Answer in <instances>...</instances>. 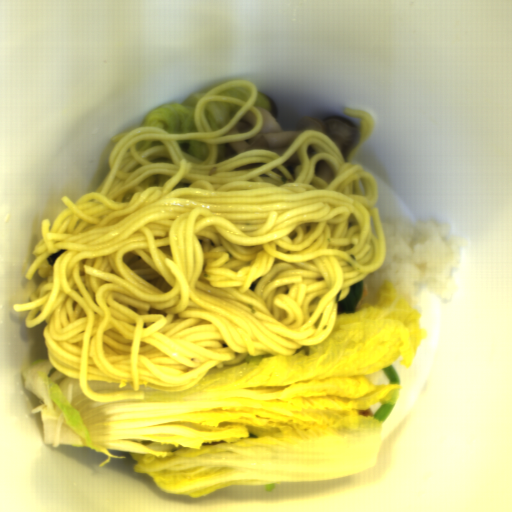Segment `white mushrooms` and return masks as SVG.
<instances>
[{
    "label": "white mushrooms",
    "mask_w": 512,
    "mask_h": 512,
    "mask_svg": "<svg viewBox=\"0 0 512 512\" xmlns=\"http://www.w3.org/2000/svg\"><path fill=\"white\" fill-rule=\"evenodd\" d=\"M257 125L256 116L250 110L246 112L244 117L239 121V123L229 131L225 132L222 136H230L240 133L249 132Z\"/></svg>",
    "instance_id": "white-mushrooms-2"
},
{
    "label": "white mushrooms",
    "mask_w": 512,
    "mask_h": 512,
    "mask_svg": "<svg viewBox=\"0 0 512 512\" xmlns=\"http://www.w3.org/2000/svg\"><path fill=\"white\" fill-rule=\"evenodd\" d=\"M257 93L267 98L270 105L269 110L254 106L261 114L262 127L254 137L223 144L225 161L246 150H270L282 156L294 141L307 131L322 132L336 144L345 159L355 149L359 139V129L349 118L337 114L324 120L312 116H301L295 130L283 131L277 121L279 110L275 101L260 90H257Z\"/></svg>",
    "instance_id": "white-mushrooms-1"
},
{
    "label": "white mushrooms",
    "mask_w": 512,
    "mask_h": 512,
    "mask_svg": "<svg viewBox=\"0 0 512 512\" xmlns=\"http://www.w3.org/2000/svg\"><path fill=\"white\" fill-rule=\"evenodd\" d=\"M262 164H265V163H254L253 162V163L245 164V165H243L241 167H238V168H236L234 170H239L240 171V170L249 169V168H256V167H258V166H260Z\"/></svg>",
    "instance_id": "white-mushrooms-5"
},
{
    "label": "white mushrooms",
    "mask_w": 512,
    "mask_h": 512,
    "mask_svg": "<svg viewBox=\"0 0 512 512\" xmlns=\"http://www.w3.org/2000/svg\"><path fill=\"white\" fill-rule=\"evenodd\" d=\"M314 176L321 178L329 185L332 183L334 179V175L329 164L326 163L324 160L318 161L315 164Z\"/></svg>",
    "instance_id": "white-mushrooms-3"
},
{
    "label": "white mushrooms",
    "mask_w": 512,
    "mask_h": 512,
    "mask_svg": "<svg viewBox=\"0 0 512 512\" xmlns=\"http://www.w3.org/2000/svg\"><path fill=\"white\" fill-rule=\"evenodd\" d=\"M301 164L302 162L298 161L297 154L295 151L293 155L288 160H286L282 165L295 180L296 169L298 166H301Z\"/></svg>",
    "instance_id": "white-mushrooms-4"
},
{
    "label": "white mushrooms",
    "mask_w": 512,
    "mask_h": 512,
    "mask_svg": "<svg viewBox=\"0 0 512 512\" xmlns=\"http://www.w3.org/2000/svg\"><path fill=\"white\" fill-rule=\"evenodd\" d=\"M306 153H307V157H310L318 152L316 151V149L313 146L310 145V146H308Z\"/></svg>",
    "instance_id": "white-mushrooms-6"
}]
</instances>
